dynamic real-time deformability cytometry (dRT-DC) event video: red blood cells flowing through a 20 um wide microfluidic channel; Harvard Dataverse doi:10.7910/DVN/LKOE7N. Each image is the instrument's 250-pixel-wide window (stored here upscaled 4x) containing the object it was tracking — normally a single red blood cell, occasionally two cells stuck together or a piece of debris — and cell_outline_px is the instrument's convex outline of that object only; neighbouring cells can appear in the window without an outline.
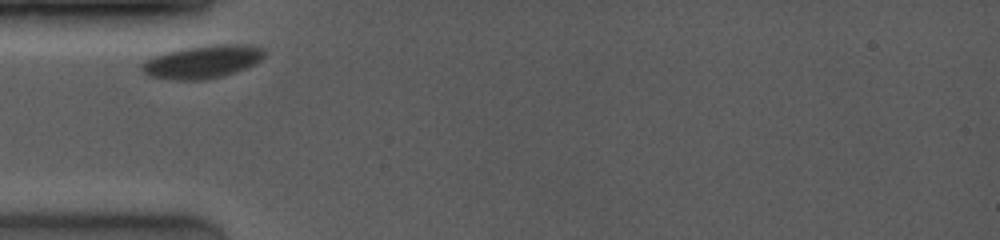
{"species": "common noctule bat (a hibernating species)", "species_latin": "Nyctalus noctula", "temperature_condition": "room temperature", "stored_images_in_passage": 32, "camera_frame_rate_fps": 4000, "um_per_image_px": 0.085, "animal": {"sex": "female", "body_mass_g": 19.0, "forearm_length_mm": 53.3}, "frame": {"image": 1, "passage_image": 1, "time_ms": 0.0, "image_size_px": [1000, 240], "cell_outline_px": [[264, 56], [256, 64], [236, 72], [204, 80], [176, 80], [148, 76], [140, 68], [140, 64], [144, 60], [168, 52], [184, 48], [216, 44], [244, 44], [264, 48]], "centroid_in_image_um": [17.22, 5.25], "position_along_channel_um": 67.8, "area_um2": 23.52}}
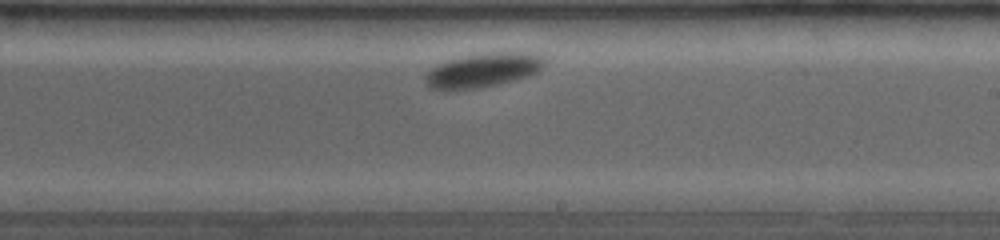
{"frame": {"image": 2, "passage_image": 16, "time_ms": 5.0, "image_size_px": [1000, 240], "cell_outline_px": [[544, 64], [536, 72], [528, 76], [516, 80], [476, 88], [448, 92], [444, 92], [428, 88], [424, 84], [424, 76], [432, 68], [448, 60], [488, 52], [528, 52], [544, 56]], "centroid_in_image_um": [41.0, 6.0], "position_along_channel_um": 248.0, "area_um2": 23.99}}
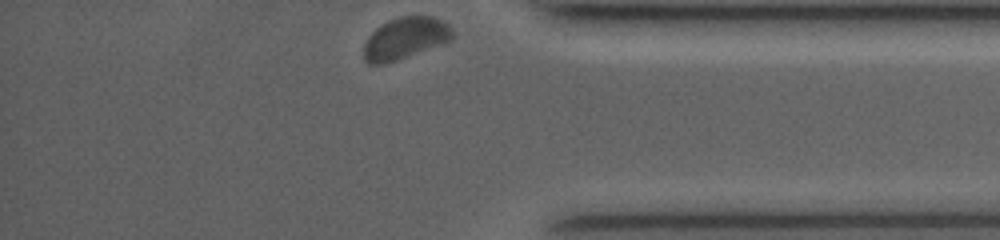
{"frame": {"image": 3, "passage_image": 32, "time_ms": 9.25, "image_size_px": [1000, 240], "cell_outline_px": [[452, 40], [396, 60], [384, 64], [368, 64], [364, 60], [364, 44], [368, 36], [380, 24], [388, 20], [400, 16], [432, 16], [448, 24], [452, 28]], "centroid_in_image_um": [34.41, 3.24], "position_along_channel_um": 400.8, "area_um2": 21.44}}